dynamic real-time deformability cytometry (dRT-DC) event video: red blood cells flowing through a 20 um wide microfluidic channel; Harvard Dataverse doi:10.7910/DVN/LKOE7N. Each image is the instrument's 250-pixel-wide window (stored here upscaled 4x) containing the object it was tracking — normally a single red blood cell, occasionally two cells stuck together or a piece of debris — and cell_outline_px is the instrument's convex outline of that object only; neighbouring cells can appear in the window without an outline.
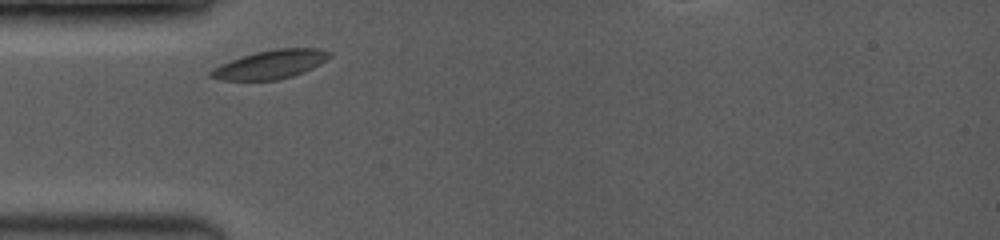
{"species": "common noctule bat (a hibernating species)", "species_latin": "Nyctalus noctula", "temperature_condition": "room temperature", "stored_images_in_passage": 2, "camera_frame_rate_fps": 3500, "um_per_image_px": 0.085, "animal": {"sex": "female", "body_mass_g": 19.0, "forearm_length_mm": 53.3}, "frame": {"image": 1, "passage_image": 1, "time_ms": 0.0, "image_size_px": [1000, 240], "cell_outline_px": [[332, 56], [320, 64], [304, 72], [292, 76], [276, 80], [220, 80], [208, 76], [208, 72], [212, 68], [220, 64], [256, 52], [276, 48], [320, 48], [332, 52]], "centroid_in_image_um": [23.01, 5.47], "position_along_channel_um": 62.0, "area_um2": 19.88}}
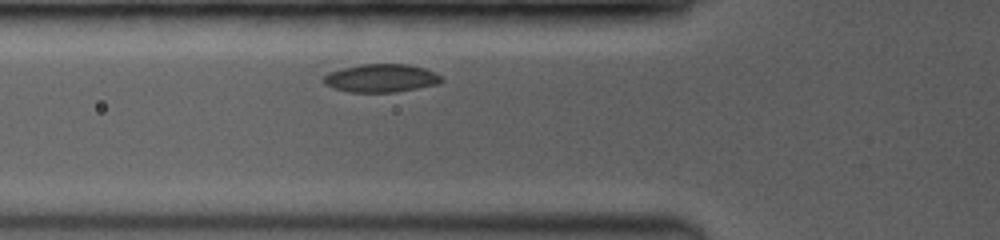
{"frame": {"image": 2, "passage_image": 2, "time_ms": 0.857, "image_size_px": [1000, 240], "cell_outline_px": [[444, 80], [440, 84], [396, 92], [348, 92], [332, 88], [324, 84], [320, 80], [328, 72], [344, 68], [364, 64], [408, 64], [424, 68], [440, 76]], "centroid_in_image_um": [32.36, 6.65], "position_along_channel_um": 93.4, "area_um2": 19.42}}